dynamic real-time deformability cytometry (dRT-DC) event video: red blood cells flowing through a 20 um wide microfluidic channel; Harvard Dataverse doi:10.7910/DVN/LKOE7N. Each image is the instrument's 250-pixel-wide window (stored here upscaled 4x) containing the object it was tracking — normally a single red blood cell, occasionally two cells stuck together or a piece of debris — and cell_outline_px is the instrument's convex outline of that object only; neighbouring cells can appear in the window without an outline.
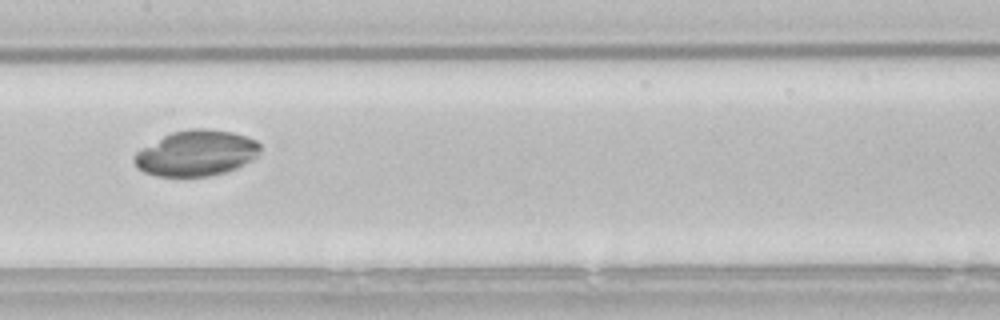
{"species": "common noctule bat (a hibernating species)", "species_latin": "Nyctalus noctula", "temperature_condition": "room temperature", "stored_images_in_passage": 36, "camera_frame_rate_fps": 3000, "um_per_image_px": 0.085, "animal": {"sex": "male", "body_mass_g": 21.5, "forearm_length_mm": 52.0}, "frame": {"image": 1, "passage_image": 10, "time_ms": 3.0, "image_size_px": [1000, 320], "cell_outline_px": [[260, 152], [252, 160], [236, 168], [224, 172], [208, 176], [156, 176], [144, 172], [132, 160], [132, 156], [136, 152], [164, 136], [172, 132], [188, 128], [204, 128], [232, 132], [256, 140], [260, 144]], "centroid_in_image_um": [16.69, 13.01], "position_along_channel_um": 190.7, "area_um2": 33.29}}
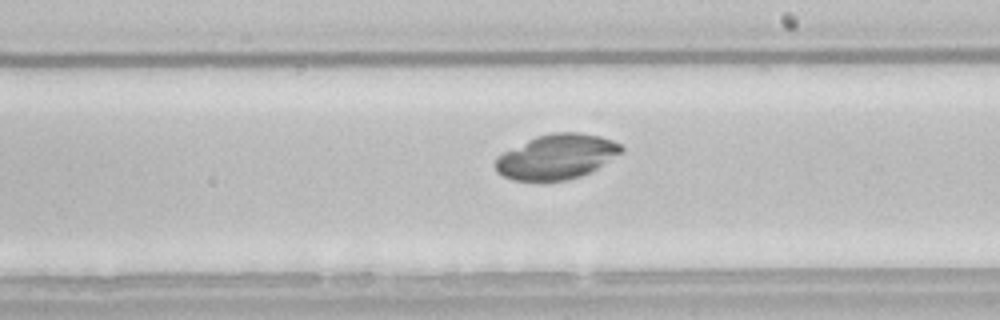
{"frame": {"image": 2, "passage_image": 14, "time_ms": 4.333, "image_size_px": [1000, 320], "cell_outline_px": [[624, 152], [596, 168], [580, 176], [564, 180], [512, 180], [496, 172], [496, 156], [536, 136], [552, 132], [580, 132], [600, 136], [612, 140], [620, 144], [624, 148]], "centroid_in_image_um": [47.33, 13.3], "position_along_channel_um": 241.7, "area_um2": 32.66}}